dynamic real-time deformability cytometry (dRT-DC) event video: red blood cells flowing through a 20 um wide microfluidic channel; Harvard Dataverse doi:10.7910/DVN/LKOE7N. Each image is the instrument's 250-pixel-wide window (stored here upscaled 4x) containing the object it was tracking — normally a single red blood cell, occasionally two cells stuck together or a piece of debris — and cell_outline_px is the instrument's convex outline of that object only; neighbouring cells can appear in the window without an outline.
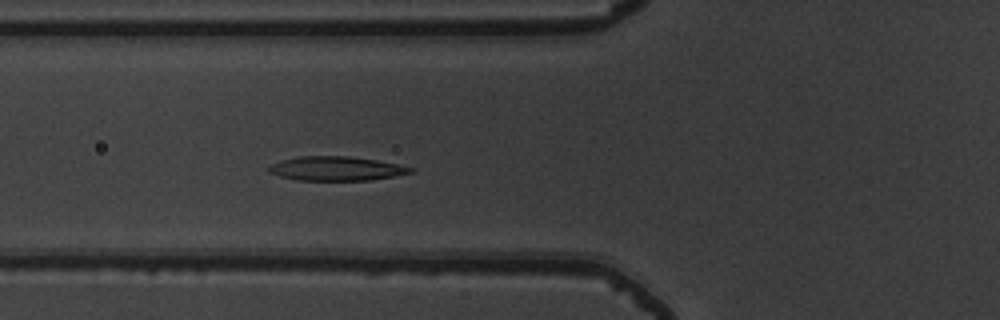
{"species": "common noctule bat (a hibernating species)", "species_latin": "Nyctalus noctula", "temperature_condition": "warm", "stored_images_in_passage": 46, "camera_frame_rate_fps": 3000, "um_per_image_px": 0.085, "animal": {"sex": "male", "body_mass_g": 19.5, "forearm_length_mm": 54.6}, "frame": {"image": 1, "passage_image": 13, "time_ms": 4.0, "image_size_px": [1000, 320], "cell_outline_px": [[416, 172], [372, 180], [296, 180], [280, 176], [268, 172], [268, 168], [272, 164], [280, 160], [300, 156], [348, 156], [376, 160], [416, 168]], "centroid_in_image_um": [28.61, 14.33], "position_along_channel_um": 97.2, "area_um2": 20.0}}
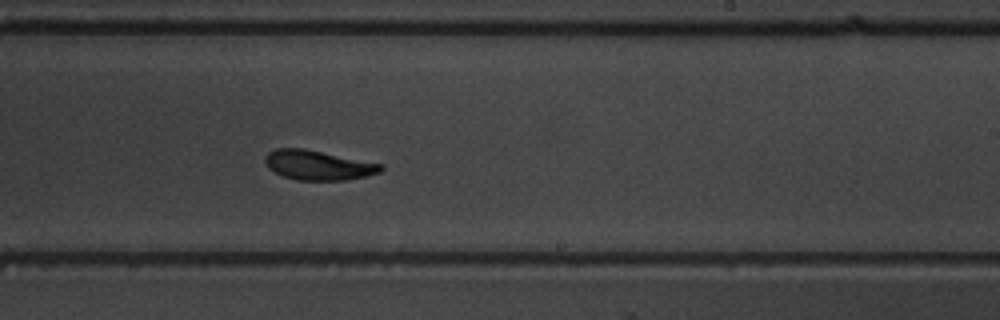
{"frame": {"image": 2, "passage_image": 26, "time_ms": 8.333, "image_size_px": [1000, 320], "cell_outline_px": [[384, 168], [380, 172], [364, 176], [344, 180], [296, 180], [284, 176], [268, 168], [264, 160], [264, 156], [268, 152], [276, 148], [304, 148], [384, 164]], "centroid_in_image_um": [27.03, 14.02], "position_along_channel_um": 262.0, "area_um2": 20.0}}
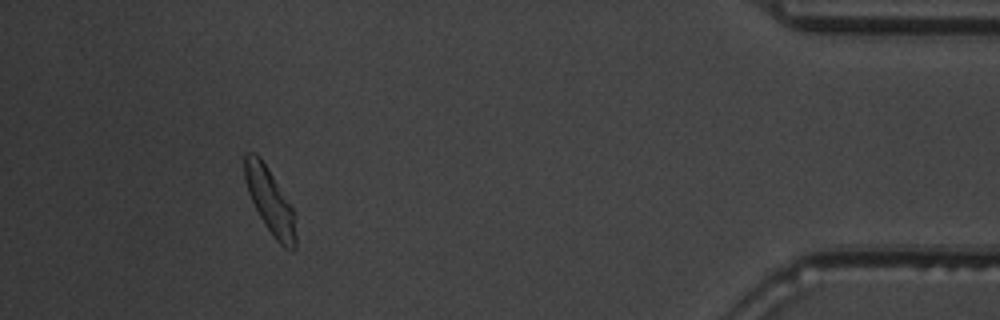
{"frame": {"image": 3, "passage_image": 42, "time_ms": 13.667, "image_size_px": [1000, 320], "cell_outline_px": [[296, 248], [292, 252], [284, 248], [276, 240], [264, 224], [248, 192], [244, 176], [244, 152], [256, 152], [260, 156], [268, 168], [296, 212]], "centroid_in_image_um": [22.98, 17.1], "position_along_channel_um": 412.2, "area_um2": 19.83}, "authors_computed_cell_mechanics": {"area_um2": 20.0277, "velocity_mm_per_s": 3.8104, "shape_relaxation_time_tau1_ms": 3.156, "shape_relaxation_time_tau2_ms": 1.3913, "deformation_change_tau1": 0.143, "deformation_change_tau2": 0.0694}}